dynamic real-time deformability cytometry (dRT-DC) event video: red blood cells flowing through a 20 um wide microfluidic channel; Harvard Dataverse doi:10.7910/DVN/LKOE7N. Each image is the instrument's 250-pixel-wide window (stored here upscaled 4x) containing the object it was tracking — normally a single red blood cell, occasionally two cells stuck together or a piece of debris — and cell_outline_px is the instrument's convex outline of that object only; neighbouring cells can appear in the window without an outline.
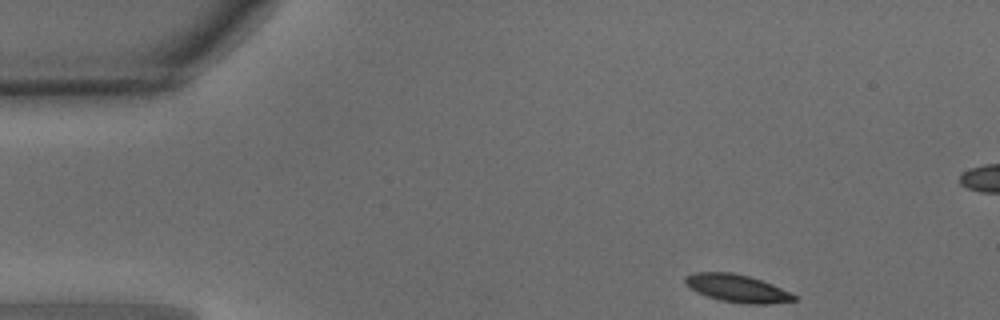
{"species": "common noctule bat (a hibernating species)", "species_latin": "Nyctalus noctula", "temperature_condition": "warm", "stored_images_in_passage": 36, "camera_frame_rate_fps": 3000, "um_per_image_px": 0.085, "animal": {"sex": "male", "body_mass_g": 15.6}, "frame": {"image": 1, "passage_image": 1, "time_ms": 0.0, "image_size_px": [1000, 320], "cell_outline_px": [[796, 300], [764, 304], [748, 304], [720, 300], [696, 292], [688, 288], [684, 280], [684, 276], [692, 272], [732, 272], [748, 276], [772, 284], [796, 296]], "centroid_in_image_um": [62.58, 24.49], "position_along_channel_um": 22.4, "area_um2": 17.4}}
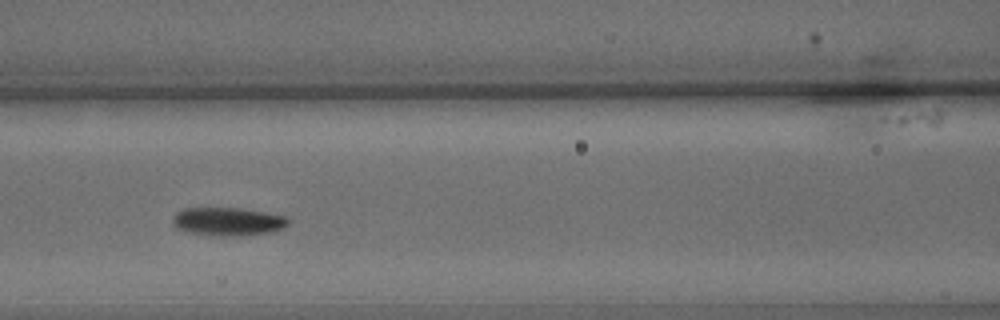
{"frame": {"image": 2, "passage_image": 16, "time_ms": 5.0, "image_size_px": [1000, 320], "cell_outline_px": [[288, 224], [284, 228], [272, 232], [236, 236], [220, 236], [188, 232], [176, 228], [172, 220], [172, 216], [176, 212], [184, 208], [240, 208], [264, 212], [284, 216], [288, 220]], "centroid_in_image_um": [19.34, 18.83], "position_along_channel_um": 147.3, "area_um2": 19.02}}
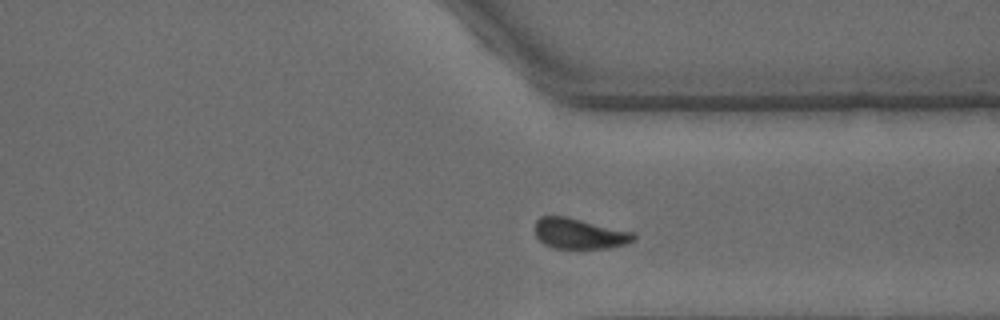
{"frame": {"image": 3, "passage_image": 32, "time_ms": 10.333, "image_size_px": [1000, 320], "cell_outline_px": [[636, 236], [632, 240], [624, 244], [608, 248], [556, 248], [544, 244], [536, 236], [536, 220], [540, 216], [564, 216], [632, 232]], "centroid_in_image_um": [49.2, 19.86], "position_along_channel_um": 362.2, "area_um2": 17.11}, "authors_computed_cell_mechanics": {"area_um2": 17.8891, "velocity_mm_per_s": 4.0367, "shape_relaxation_time_tau1_ms": 2.8739, "shape_relaxation_time_tau2_ms": 4.9638, "deformation_change_tau1": 0.1123, "deformation_change_tau2": 0.1097}}